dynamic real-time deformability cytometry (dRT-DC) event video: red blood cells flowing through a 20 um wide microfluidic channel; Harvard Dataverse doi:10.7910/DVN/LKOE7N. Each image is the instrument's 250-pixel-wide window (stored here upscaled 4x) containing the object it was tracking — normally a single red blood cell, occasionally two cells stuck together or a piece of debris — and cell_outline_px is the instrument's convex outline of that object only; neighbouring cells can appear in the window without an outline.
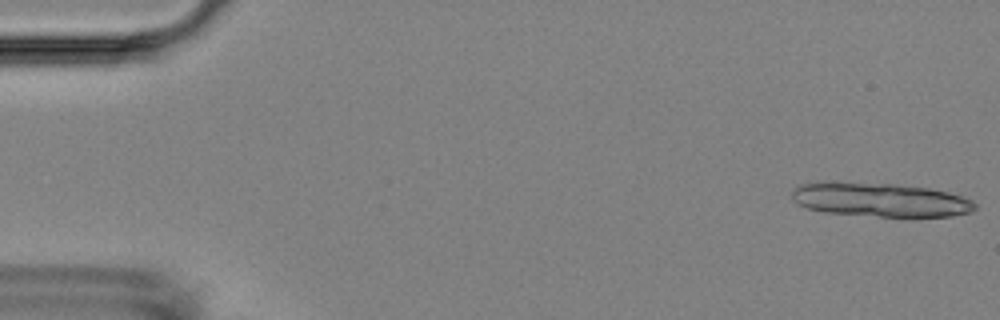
{"species": "Egyptian fruit bat (a non-hibernating species)", "species_latin": "Rousettus aegyptiacus", "temperature_condition": "room temperature", "stored_images_in_passage": 5, "camera_frame_rate_fps": 3000, "um_per_image_px": 0.085, "animal": {"sex": "female"}, "frame": {"image": 1, "passage_image": 1, "time_ms": 0.0, "image_size_px": [1000, 320], "cell_outline_px": [[976, 208], [972, 212], [952, 216], [880, 216], [824, 212], [808, 208], [796, 204], [792, 200], [792, 192], [800, 184], [816, 180], [824, 180], [896, 184], [928, 188], [948, 192], [972, 200], [976, 204]], "centroid_in_image_um": [74.75, 16.95], "position_along_channel_um": 10.3, "area_um2": 36.65}}
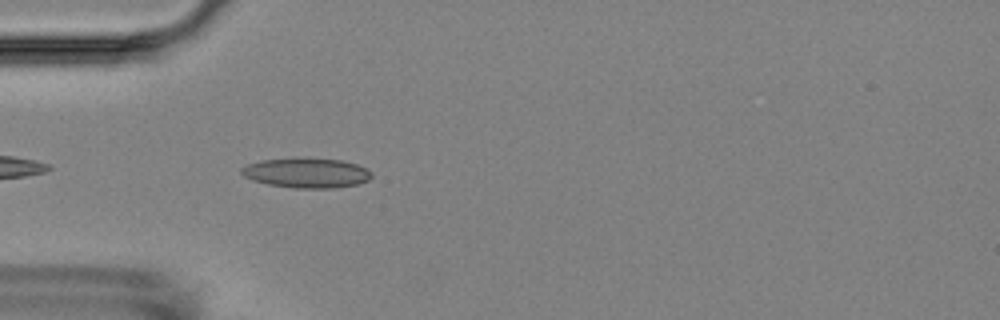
{"frame": {"image": 2, "passage_image": 5, "time_ms": 5.333, "image_size_px": [1000, 320], "cell_outline_px": [[372, 176], [368, 180], [356, 184], [332, 188], [296, 188], [268, 184], [252, 180], [244, 176], [240, 172], [240, 168], [248, 164], [260, 160], [340, 160], [356, 164], [372, 172]], "centroid_in_image_um": [26.04, 14.73], "position_along_channel_um": 59.0, "area_um2": 21.79}}